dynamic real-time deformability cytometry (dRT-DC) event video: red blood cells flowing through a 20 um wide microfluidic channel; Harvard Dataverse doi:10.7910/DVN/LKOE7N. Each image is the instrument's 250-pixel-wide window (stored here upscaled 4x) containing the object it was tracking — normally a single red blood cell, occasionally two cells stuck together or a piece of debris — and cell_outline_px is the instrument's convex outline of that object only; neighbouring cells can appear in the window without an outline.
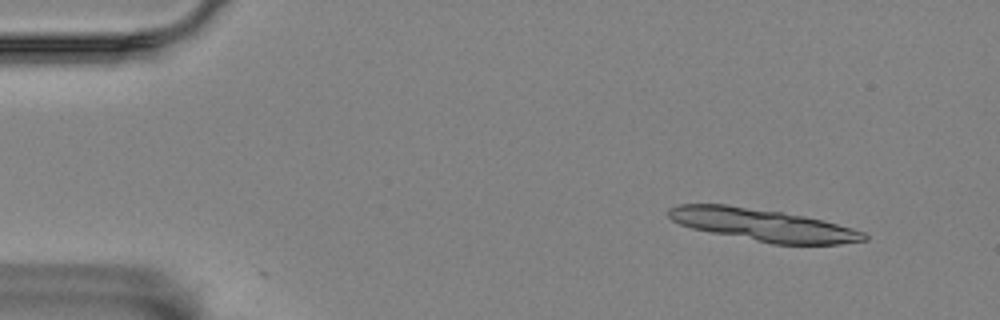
{"species": "Egyptian fruit bat (a non-hibernating species)", "species_latin": "Rousettus aegyptiacus", "temperature_condition": "room temperature", "stored_images_in_passage": 11, "camera_frame_rate_fps": 3000, "um_per_image_px": 0.085, "animal": {"sex": "female"}, "frame": {"image": 1, "passage_image": 1, "time_ms": 0.0, "image_size_px": [1000, 320], "cell_outline_px": [[868, 240], [840, 244], [772, 244], [692, 228], [680, 224], [672, 220], [668, 216], [668, 208], [680, 204], [724, 204], [780, 212], [804, 216], [824, 220], [852, 228], [864, 232], [868, 236]], "centroid_in_image_um": [64.87, 19.12], "position_along_channel_um": 20.1, "area_um2": 36.47}}